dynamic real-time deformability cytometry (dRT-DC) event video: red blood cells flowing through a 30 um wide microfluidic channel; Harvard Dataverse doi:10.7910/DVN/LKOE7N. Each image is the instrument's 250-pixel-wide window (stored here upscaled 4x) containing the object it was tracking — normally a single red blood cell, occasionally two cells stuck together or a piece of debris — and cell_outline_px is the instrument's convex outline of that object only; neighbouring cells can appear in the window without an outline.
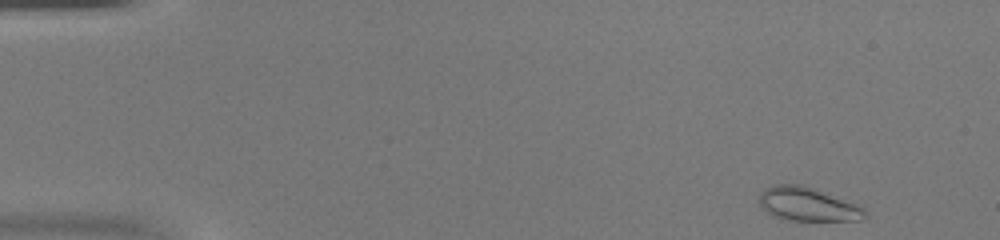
{"species": "common noctule bat (a hibernating species)", "species_latin": "Nyctalus noctula", "temperature_condition": "warm", "stored_images_in_passage": 45, "camera_frame_rate_fps": 3000, "um_per_image_px": 0.085, "animal": {"sex": "female", "body_mass_g": 20.0, "forearm_length_mm": 54.0}, "frame": {"image": 1, "passage_image": 1, "time_ms": 0.0, "image_size_px": [1000, 240], "cell_outline_px": [[868, 216], [860, 220], [784, 220], [760, 208], [760, 192], [764, 188], [776, 184], [800, 184], [812, 188], [864, 208], [868, 212]], "centroid_in_image_um": [68.62, 17.37], "position_along_channel_um": 16.4, "area_um2": 20.4}}
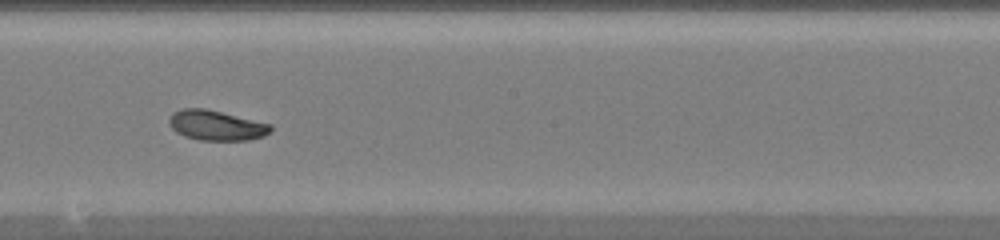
{"frame": {"image": 2, "passage_image": 24, "time_ms": 7.667, "image_size_px": [1000, 240], "cell_outline_px": [[272, 128], [264, 136], [248, 140], [200, 140], [184, 136], [176, 132], [168, 124], [168, 120], [172, 112], [184, 108], [204, 108], [272, 124]], "centroid_in_image_um": [18.35, 10.65], "position_along_channel_um": 229.8, "area_um2": 17.74}}
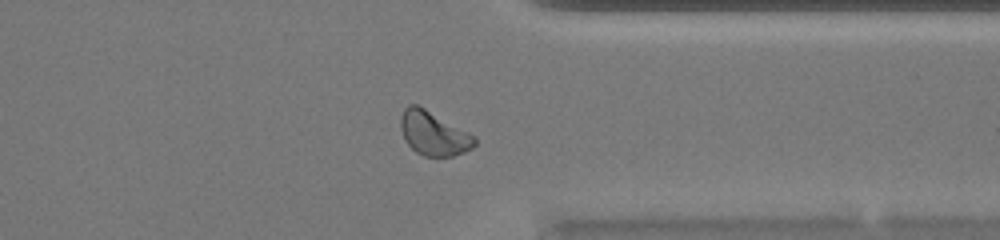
{"frame": {"image": 3, "passage_image": 34, "time_ms": 11.0, "image_size_px": [1000, 240], "cell_outline_px": [[476, 144], [472, 148], [464, 152], [452, 156], [424, 156], [416, 152], [404, 140], [400, 128], [400, 116], [404, 108], [408, 104], [416, 104], [424, 108], [476, 136]], "centroid_in_image_um": [36.83, 11.34], "position_along_channel_um": 374.6, "area_um2": 18.96}}